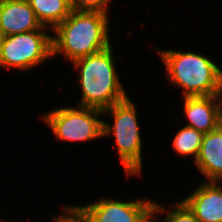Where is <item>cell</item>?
I'll return each instance as SVG.
<instances>
[{"mask_svg": "<svg viewBox=\"0 0 222 222\" xmlns=\"http://www.w3.org/2000/svg\"><path fill=\"white\" fill-rule=\"evenodd\" d=\"M109 115L113 125L103 120V137L114 136L118 158L121 161L126 176H139L142 171V140L138 125L137 110L129 97L115 103L102 111Z\"/></svg>", "mask_w": 222, "mask_h": 222, "instance_id": "cell-4", "label": "cell"}, {"mask_svg": "<svg viewBox=\"0 0 222 222\" xmlns=\"http://www.w3.org/2000/svg\"><path fill=\"white\" fill-rule=\"evenodd\" d=\"M53 108L41 118L55 138L63 142H86L103 138L102 110L90 107Z\"/></svg>", "mask_w": 222, "mask_h": 222, "instance_id": "cell-5", "label": "cell"}, {"mask_svg": "<svg viewBox=\"0 0 222 222\" xmlns=\"http://www.w3.org/2000/svg\"><path fill=\"white\" fill-rule=\"evenodd\" d=\"M219 127L222 129V118H221V121L219 123Z\"/></svg>", "mask_w": 222, "mask_h": 222, "instance_id": "cell-21", "label": "cell"}, {"mask_svg": "<svg viewBox=\"0 0 222 222\" xmlns=\"http://www.w3.org/2000/svg\"><path fill=\"white\" fill-rule=\"evenodd\" d=\"M112 45L98 53L74 61L77 82L82 90L78 106L104 110L128 97L119 80Z\"/></svg>", "mask_w": 222, "mask_h": 222, "instance_id": "cell-2", "label": "cell"}, {"mask_svg": "<svg viewBox=\"0 0 222 222\" xmlns=\"http://www.w3.org/2000/svg\"><path fill=\"white\" fill-rule=\"evenodd\" d=\"M46 32L35 30L5 36L0 48V67L27 71L53 59L52 35Z\"/></svg>", "mask_w": 222, "mask_h": 222, "instance_id": "cell-6", "label": "cell"}, {"mask_svg": "<svg viewBox=\"0 0 222 222\" xmlns=\"http://www.w3.org/2000/svg\"><path fill=\"white\" fill-rule=\"evenodd\" d=\"M111 0H73L72 10L102 12L108 14V5Z\"/></svg>", "mask_w": 222, "mask_h": 222, "instance_id": "cell-15", "label": "cell"}, {"mask_svg": "<svg viewBox=\"0 0 222 222\" xmlns=\"http://www.w3.org/2000/svg\"><path fill=\"white\" fill-rule=\"evenodd\" d=\"M151 200L120 201L103 198L87 205H72L87 222H141L153 208Z\"/></svg>", "mask_w": 222, "mask_h": 222, "instance_id": "cell-7", "label": "cell"}, {"mask_svg": "<svg viewBox=\"0 0 222 222\" xmlns=\"http://www.w3.org/2000/svg\"><path fill=\"white\" fill-rule=\"evenodd\" d=\"M166 77L182 89L184 97L222 95V69L204 54L156 49Z\"/></svg>", "mask_w": 222, "mask_h": 222, "instance_id": "cell-3", "label": "cell"}, {"mask_svg": "<svg viewBox=\"0 0 222 222\" xmlns=\"http://www.w3.org/2000/svg\"><path fill=\"white\" fill-rule=\"evenodd\" d=\"M65 1L72 7L73 0H65Z\"/></svg>", "mask_w": 222, "mask_h": 222, "instance_id": "cell-19", "label": "cell"}, {"mask_svg": "<svg viewBox=\"0 0 222 222\" xmlns=\"http://www.w3.org/2000/svg\"><path fill=\"white\" fill-rule=\"evenodd\" d=\"M0 29L5 36L48 30L37 19L28 0H7L0 4Z\"/></svg>", "mask_w": 222, "mask_h": 222, "instance_id": "cell-10", "label": "cell"}, {"mask_svg": "<svg viewBox=\"0 0 222 222\" xmlns=\"http://www.w3.org/2000/svg\"><path fill=\"white\" fill-rule=\"evenodd\" d=\"M218 183H221L222 182V177L217 181ZM221 187H222V183L220 184Z\"/></svg>", "mask_w": 222, "mask_h": 222, "instance_id": "cell-20", "label": "cell"}, {"mask_svg": "<svg viewBox=\"0 0 222 222\" xmlns=\"http://www.w3.org/2000/svg\"><path fill=\"white\" fill-rule=\"evenodd\" d=\"M4 38H5V34L0 29V48H1L2 44H3Z\"/></svg>", "mask_w": 222, "mask_h": 222, "instance_id": "cell-18", "label": "cell"}, {"mask_svg": "<svg viewBox=\"0 0 222 222\" xmlns=\"http://www.w3.org/2000/svg\"><path fill=\"white\" fill-rule=\"evenodd\" d=\"M186 126L206 134L219 127L222 118V95L183 97Z\"/></svg>", "mask_w": 222, "mask_h": 222, "instance_id": "cell-8", "label": "cell"}, {"mask_svg": "<svg viewBox=\"0 0 222 222\" xmlns=\"http://www.w3.org/2000/svg\"><path fill=\"white\" fill-rule=\"evenodd\" d=\"M5 1H7V0H0V4H2V3L5 2Z\"/></svg>", "mask_w": 222, "mask_h": 222, "instance_id": "cell-22", "label": "cell"}, {"mask_svg": "<svg viewBox=\"0 0 222 222\" xmlns=\"http://www.w3.org/2000/svg\"><path fill=\"white\" fill-rule=\"evenodd\" d=\"M108 14L75 11L52 31V57L60 54L70 62L98 53L112 43Z\"/></svg>", "mask_w": 222, "mask_h": 222, "instance_id": "cell-1", "label": "cell"}, {"mask_svg": "<svg viewBox=\"0 0 222 222\" xmlns=\"http://www.w3.org/2000/svg\"><path fill=\"white\" fill-rule=\"evenodd\" d=\"M166 207L164 208V205L158 204V202H154L153 208L144 216V218L141 220V222H158L157 221V214L159 215L160 213L162 214L165 212ZM156 216V219L154 217ZM162 222H165L164 219H162Z\"/></svg>", "mask_w": 222, "mask_h": 222, "instance_id": "cell-17", "label": "cell"}, {"mask_svg": "<svg viewBox=\"0 0 222 222\" xmlns=\"http://www.w3.org/2000/svg\"><path fill=\"white\" fill-rule=\"evenodd\" d=\"M203 136V133L185 125L179 129L173 138V150L181 156L193 155V161H195L201 148Z\"/></svg>", "mask_w": 222, "mask_h": 222, "instance_id": "cell-13", "label": "cell"}, {"mask_svg": "<svg viewBox=\"0 0 222 222\" xmlns=\"http://www.w3.org/2000/svg\"><path fill=\"white\" fill-rule=\"evenodd\" d=\"M43 27L53 30L71 13L72 8L65 0H28Z\"/></svg>", "mask_w": 222, "mask_h": 222, "instance_id": "cell-12", "label": "cell"}, {"mask_svg": "<svg viewBox=\"0 0 222 222\" xmlns=\"http://www.w3.org/2000/svg\"><path fill=\"white\" fill-rule=\"evenodd\" d=\"M201 174L208 181H218L222 177V129L204 134L198 157L194 161Z\"/></svg>", "mask_w": 222, "mask_h": 222, "instance_id": "cell-11", "label": "cell"}, {"mask_svg": "<svg viewBox=\"0 0 222 222\" xmlns=\"http://www.w3.org/2000/svg\"><path fill=\"white\" fill-rule=\"evenodd\" d=\"M61 211H63L61 215L54 216L53 222H87L71 205H65Z\"/></svg>", "mask_w": 222, "mask_h": 222, "instance_id": "cell-16", "label": "cell"}, {"mask_svg": "<svg viewBox=\"0 0 222 222\" xmlns=\"http://www.w3.org/2000/svg\"><path fill=\"white\" fill-rule=\"evenodd\" d=\"M170 209L172 210H167L165 222H200L182 199Z\"/></svg>", "mask_w": 222, "mask_h": 222, "instance_id": "cell-14", "label": "cell"}, {"mask_svg": "<svg viewBox=\"0 0 222 222\" xmlns=\"http://www.w3.org/2000/svg\"><path fill=\"white\" fill-rule=\"evenodd\" d=\"M182 201L200 222H222V187L217 181L201 182Z\"/></svg>", "mask_w": 222, "mask_h": 222, "instance_id": "cell-9", "label": "cell"}]
</instances>
